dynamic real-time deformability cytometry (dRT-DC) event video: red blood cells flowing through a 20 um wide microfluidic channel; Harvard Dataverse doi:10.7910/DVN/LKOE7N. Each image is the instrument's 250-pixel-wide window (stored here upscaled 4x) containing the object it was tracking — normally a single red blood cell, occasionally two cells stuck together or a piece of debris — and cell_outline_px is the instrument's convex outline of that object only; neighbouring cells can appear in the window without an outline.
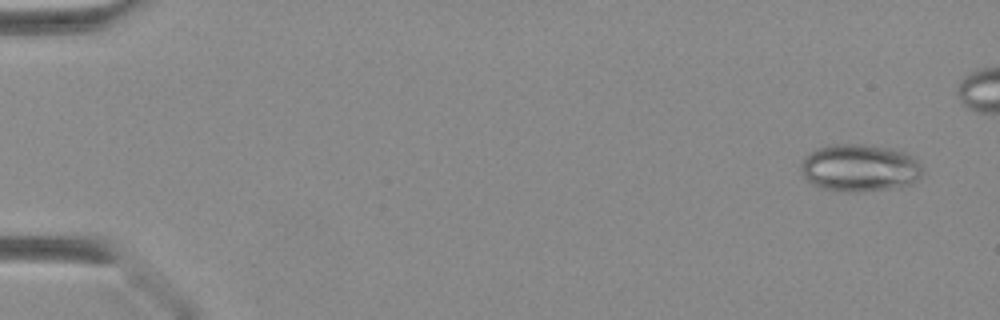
{"species": "Egyptian fruit bat (a non-hibernating species)", "species_latin": "Rousettus aegyptiacus", "temperature_condition": "warm", "stored_images_in_passage": 39, "camera_frame_rate_fps": 3000, "um_per_image_px": 0.085, "animal": {"sex": "female"}, "frame": {"image": 1, "passage_image": 3, "time_ms": 0.667, "image_size_px": [1000, 320], "cell_outline_px": [[924, 172], [916, 180], [908, 184], [884, 188], [856, 192], [844, 192], [824, 188], [812, 184], [804, 176], [800, 168], [800, 164], [816, 148], [828, 144], [864, 144], [892, 148], [904, 152], [912, 156], [920, 164]], "centroid_in_image_um": [73.06, 14.25], "position_along_channel_um": 11.9, "area_um2": 33.29}}
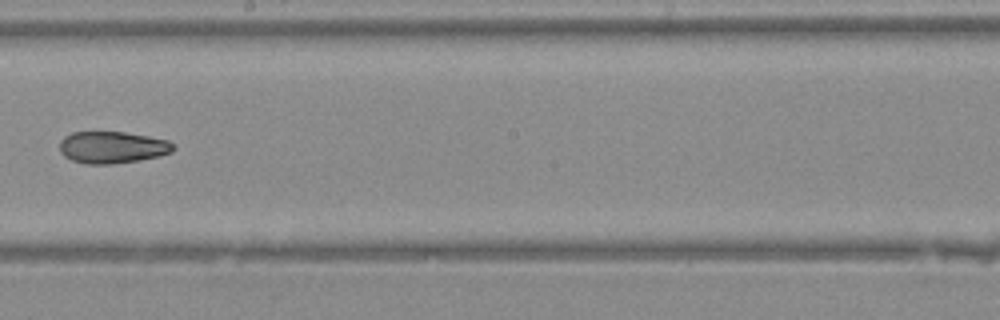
{"frame": {"image": 2, "passage_image": 26, "time_ms": 8.333, "image_size_px": [1000, 320], "cell_outline_px": [[176, 148], [172, 152], [160, 156], [140, 160], [112, 164], [84, 164], [72, 160], [64, 156], [60, 152], [60, 140], [64, 136], [72, 132], [124, 132], [148, 136], [168, 140]], "centroid_in_image_um": [9.54, 12.53], "position_along_channel_um": 238.7, "area_um2": 21.27}}
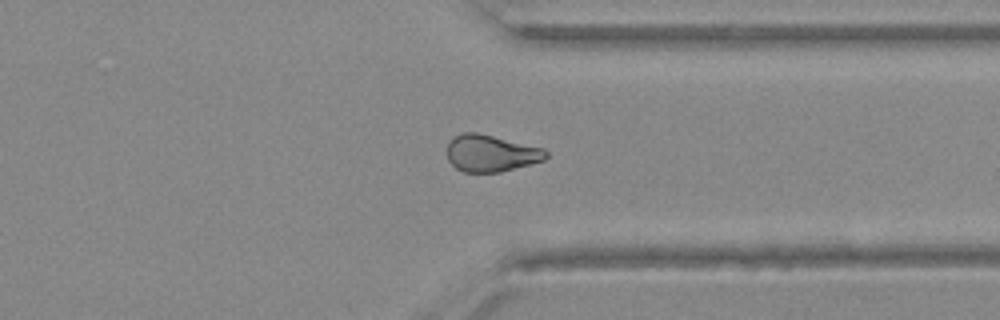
{"frame": {"image": 3, "passage_image": 34, "time_ms": 11.0, "image_size_px": [1000, 320], "cell_outline_px": [[548, 156], [544, 160], [500, 172], [464, 172], [456, 168], [448, 160], [448, 140], [464, 132], [476, 132], [544, 148], [548, 152]], "centroid_in_image_um": [41.73, 13.03], "position_along_channel_um": 369.7, "area_um2": 21.1}}